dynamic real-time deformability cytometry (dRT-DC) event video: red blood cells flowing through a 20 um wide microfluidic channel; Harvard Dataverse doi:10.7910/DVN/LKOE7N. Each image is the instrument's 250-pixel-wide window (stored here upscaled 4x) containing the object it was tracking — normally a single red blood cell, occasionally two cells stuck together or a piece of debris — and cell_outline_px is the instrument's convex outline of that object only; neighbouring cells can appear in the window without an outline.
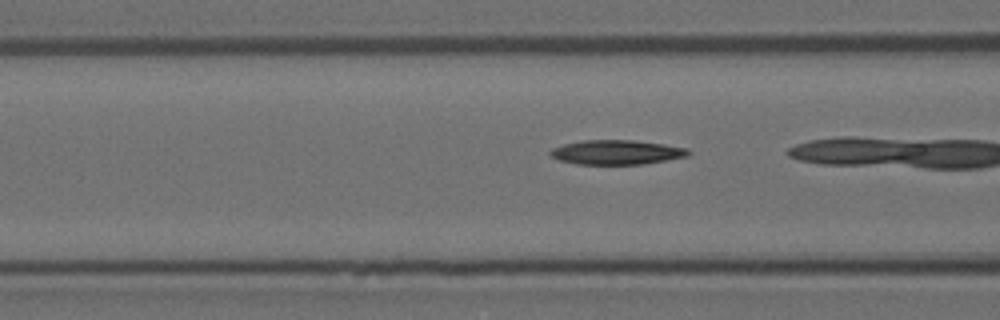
{"species": "Egyptian fruit bat (a non-hibernating species)", "species_latin": "Rousettus aegyptiacus", "temperature_condition": "room temperature", "stored_images_in_passage": 6, "camera_frame_rate_fps": 3000, "um_per_image_px": 0.085, "animal": {"sex": "female"}, "frame": {"image": 1, "passage_image": 5, "time_ms": 1.333, "image_size_px": [1000, 320], "cell_outline_px": [[692, 152], [688, 156], [644, 164], [576, 164], [560, 160], [552, 156], [548, 152], [552, 148], [564, 144], [584, 140], [632, 140], [664, 144], [688, 148]], "centroid_in_image_um": [52.44, 12.94], "position_along_channel_um": 114.2, "area_um2": 19.65}}